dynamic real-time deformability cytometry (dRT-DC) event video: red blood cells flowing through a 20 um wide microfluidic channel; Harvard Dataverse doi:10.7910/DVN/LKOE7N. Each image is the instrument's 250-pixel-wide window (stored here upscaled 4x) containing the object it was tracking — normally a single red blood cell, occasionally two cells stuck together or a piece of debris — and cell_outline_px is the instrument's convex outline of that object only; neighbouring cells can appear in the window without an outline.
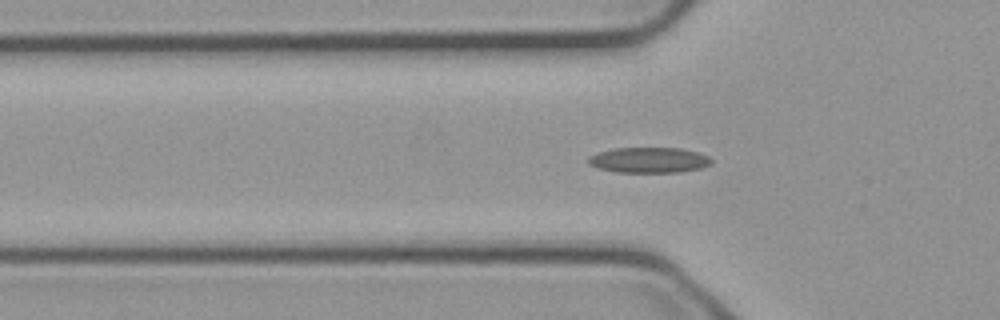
{"species": "common noctule bat (a hibernating species)", "species_latin": "Nyctalus noctula", "temperature_condition": "cold", "stored_images_in_passage": 40, "camera_frame_rate_fps": 3000, "um_per_image_px": 0.085, "animal": {"sex": "male", "body_mass_g": 23.1, "forearm_length_mm": 52.7}, "frame": {"image": 1, "passage_image": 7, "time_ms": 2.0, "image_size_px": [1000, 320], "cell_outline_px": [[712, 164], [700, 168], [680, 172], [616, 172], [600, 168], [588, 164], [588, 156], [596, 152], [616, 148], [680, 148], [700, 152], [708, 156], [712, 160]], "centroid_in_image_um": [55.17, 13.6], "position_along_channel_um": 70.6, "area_um2": 18.38}}
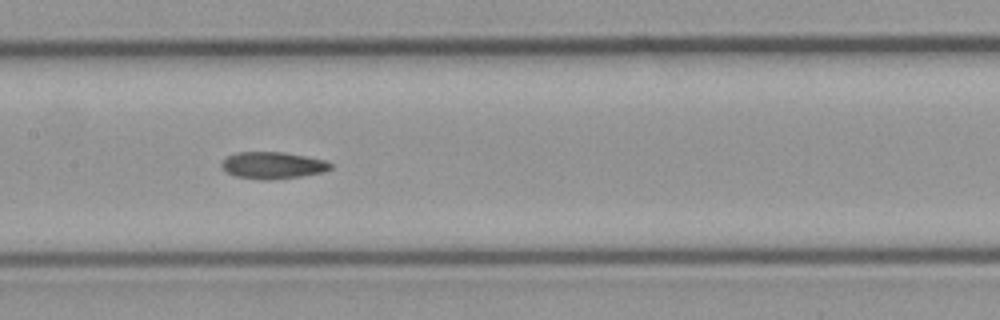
{"frame": {"image": 2, "passage_image": 16, "time_ms": 5.0, "image_size_px": [1000, 320], "cell_outline_px": [[332, 168], [324, 172], [300, 176], [268, 180], [260, 180], [236, 176], [224, 172], [220, 168], [220, 164], [228, 156], [236, 152], [284, 152], [324, 160], [332, 164]], "centroid_in_image_um": [23.14, 14.06], "position_along_channel_um": 184.3, "area_um2": 17.11}}
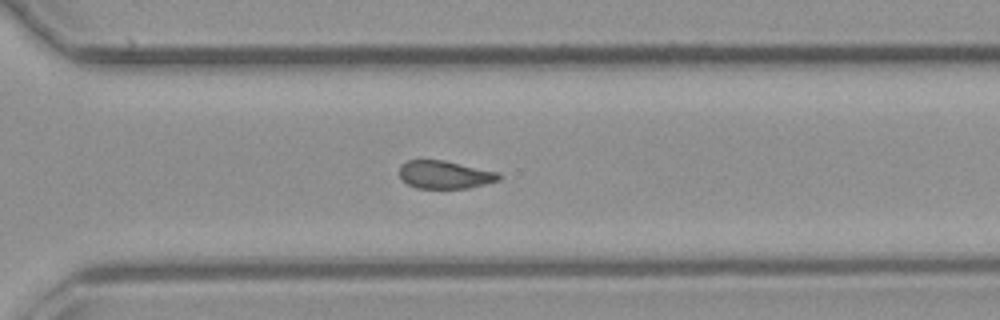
{"frame": {"image": 3, "passage_image": 28, "time_ms": 9.0, "image_size_px": [1000, 320], "cell_outline_px": [[500, 180], [468, 188], [416, 188], [408, 184], [400, 176], [400, 164], [408, 160], [444, 160], [500, 172]], "centroid_in_image_um": [37.83, 14.84], "position_along_channel_um": 332.8, "area_um2": 16.18}, "authors_computed_cell_mechanics": {"area_um2": 16.9065, "velocity_mm_per_s": 3.7281, "shape_relaxation_time_tau1_ms": null, "shape_relaxation_time_tau2_ms": 6.1593, "deformation_change_tau1": null, "deformation_change_tau2": 0.12}}